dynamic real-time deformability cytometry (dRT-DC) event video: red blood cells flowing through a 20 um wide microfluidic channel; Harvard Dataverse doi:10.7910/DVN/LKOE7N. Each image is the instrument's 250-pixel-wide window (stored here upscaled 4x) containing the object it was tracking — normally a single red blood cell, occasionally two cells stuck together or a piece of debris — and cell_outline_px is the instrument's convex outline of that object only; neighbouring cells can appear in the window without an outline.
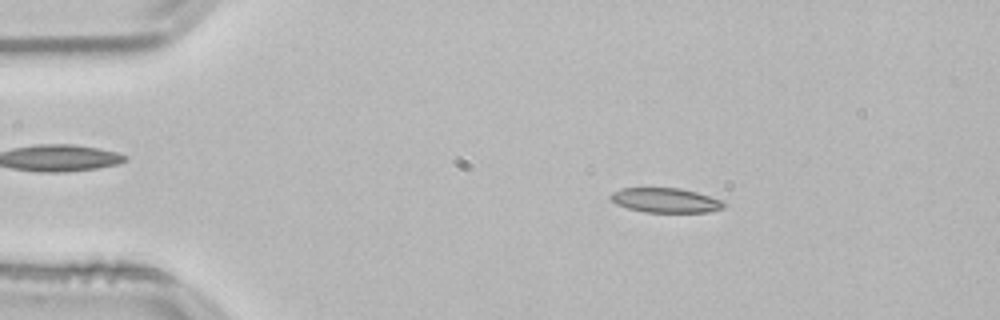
{"species": "common noctule bat (a hibernating species)", "species_latin": "Nyctalus noctula", "temperature_condition": "room temperature", "stored_images_in_passage": 53, "camera_frame_rate_fps": 3000, "um_per_image_px": 0.085, "animal": {"sex": "male", "body_mass_g": 21.5, "forearm_length_mm": 52.0}, "frame": {"image": 1, "passage_image": 9, "time_ms": 2.667, "image_size_px": [1000, 320], "cell_outline_px": [[724, 208], [708, 212], [644, 212], [628, 208], [616, 204], [608, 196], [612, 192], [620, 188], [680, 188], [696, 192], [724, 200]], "centroid_in_image_um": [56.56, 17.02], "position_along_channel_um": 28.4, "area_um2": 16.3}}
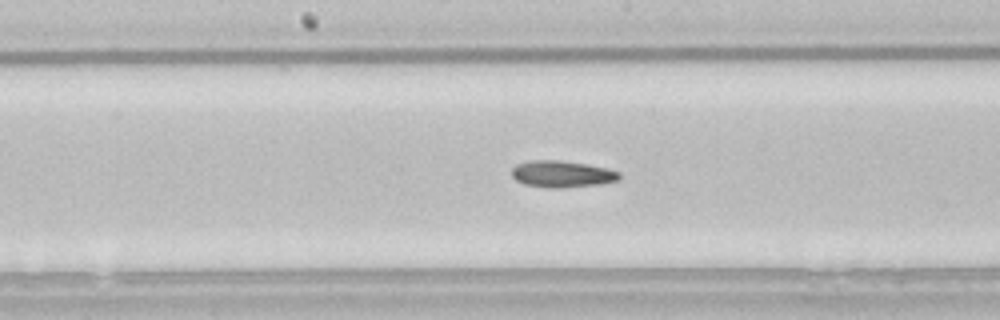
{"frame": {"image": 2, "passage_image": 27, "time_ms": 8.667, "image_size_px": [1000, 320], "cell_outline_px": [[620, 176], [616, 180], [600, 184], [560, 188], [548, 188], [524, 184], [516, 180], [512, 176], [512, 168], [516, 164], [528, 160], [560, 160], [588, 164], [608, 168], [620, 172]], "centroid_in_image_um": [47.74, 14.78], "position_along_channel_um": 200.5, "area_um2": 16.82}}
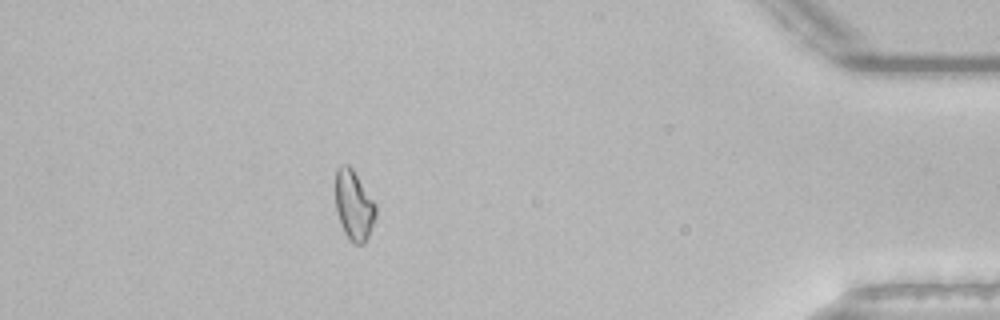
{"frame": {"image": 3, "passage_image": 47, "time_ms": 15.333, "image_size_px": [1000, 320], "cell_outline_px": [[376, 216], [368, 236], [364, 244], [352, 244], [344, 232], [336, 208], [336, 168], [340, 164], [348, 164], [352, 168], [376, 204]], "centroid_in_image_um": [30.08, 17.45], "position_along_channel_um": 405.1, "area_um2": 16.3}, "authors_computed_cell_mechanics": {"area_um2": 16.2996, "velocity_mm_per_s": 3.8246, "shape_relaxation_time_tau1_ms": 8.291, "shape_relaxation_time_tau2_ms": 9.2066, "deformation_change_tau1": 0.1839, "deformation_change_tau2": 0.1648}}